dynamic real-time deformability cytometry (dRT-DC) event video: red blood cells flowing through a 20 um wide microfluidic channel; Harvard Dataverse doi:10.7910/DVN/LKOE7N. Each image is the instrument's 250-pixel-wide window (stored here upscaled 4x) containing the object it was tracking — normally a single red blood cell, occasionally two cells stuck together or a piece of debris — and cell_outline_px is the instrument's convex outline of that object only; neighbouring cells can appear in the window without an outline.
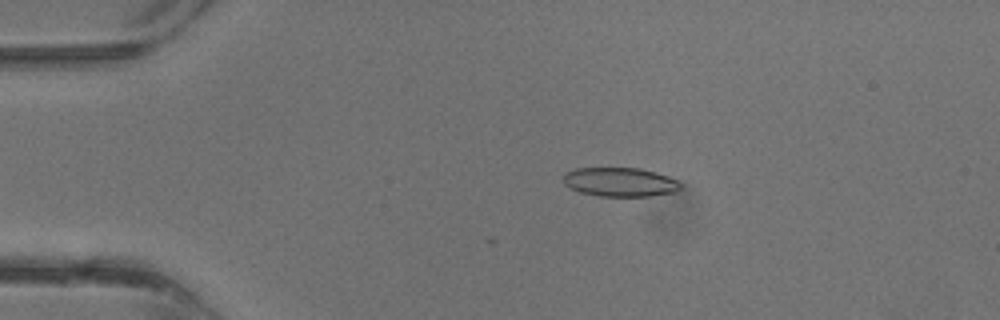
{"species": "common noctule bat (a hibernating species)", "species_latin": "Nyctalus noctula", "temperature_condition": "warm", "stored_images_in_passage": 32, "camera_frame_rate_fps": 3000, "um_per_image_px": 0.085, "animal": {"sex": "male", "body_mass_g": 13.3}, "frame": {"image": 1, "passage_image": 8, "time_ms": 2.333, "image_size_px": [1000, 320], "cell_outline_px": [[684, 184], [676, 192], [648, 196], [600, 196], [580, 192], [564, 184], [564, 172], [576, 168], [640, 168], [656, 172], [668, 176]], "centroid_in_image_um": [52.73, 15.47], "position_along_channel_um": 32.3, "area_um2": 19.88}}
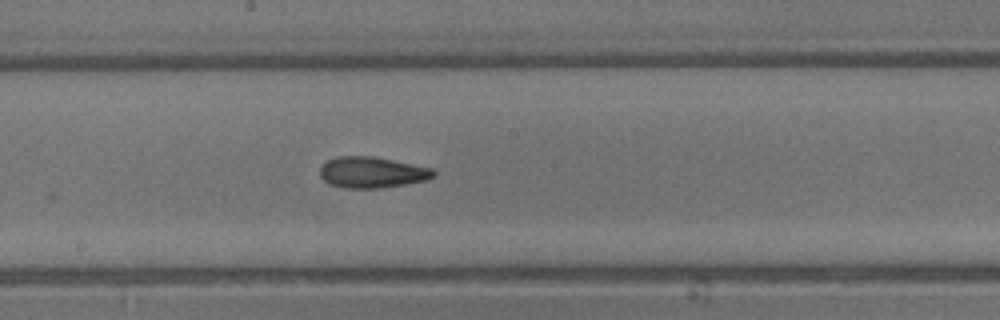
{"frame": {"image": 2, "passage_image": 21, "time_ms": 6.667, "image_size_px": [1000, 320], "cell_outline_px": [[436, 176], [428, 180], [380, 188], [344, 188], [328, 184], [320, 176], [320, 164], [336, 156], [372, 156], [432, 168], [436, 172]], "centroid_in_image_um": [31.6, 14.65], "position_along_channel_um": 216.6, "area_um2": 20.69}}
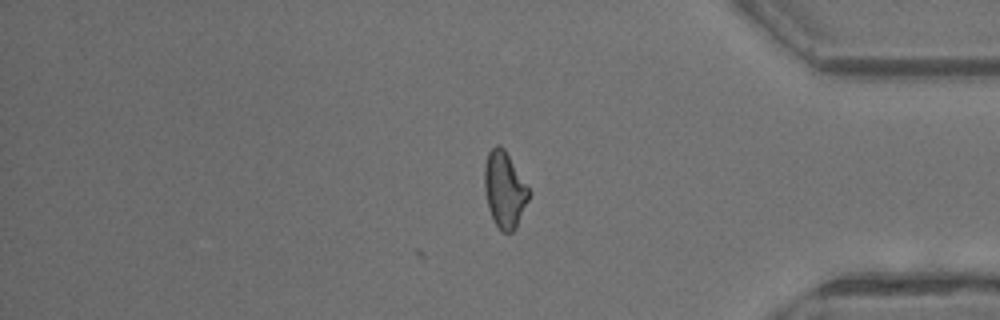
{"frame": {"image": 3, "passage_image": 32, "time_ms": 10.333, "image_size_px": [1000, 320], "cell_outline_px": [[528, 200], [516, 228], [512, 232], [500, 232], [488, 208], [484, 188], [484, 164], [488, 152], [496, 144], [500, 144], [504, 148], [528, 188]], "centroid_in_image_um": [42.85, 16.11], "position_along_channel_um": 392.4, "area_um2": 19.48}}